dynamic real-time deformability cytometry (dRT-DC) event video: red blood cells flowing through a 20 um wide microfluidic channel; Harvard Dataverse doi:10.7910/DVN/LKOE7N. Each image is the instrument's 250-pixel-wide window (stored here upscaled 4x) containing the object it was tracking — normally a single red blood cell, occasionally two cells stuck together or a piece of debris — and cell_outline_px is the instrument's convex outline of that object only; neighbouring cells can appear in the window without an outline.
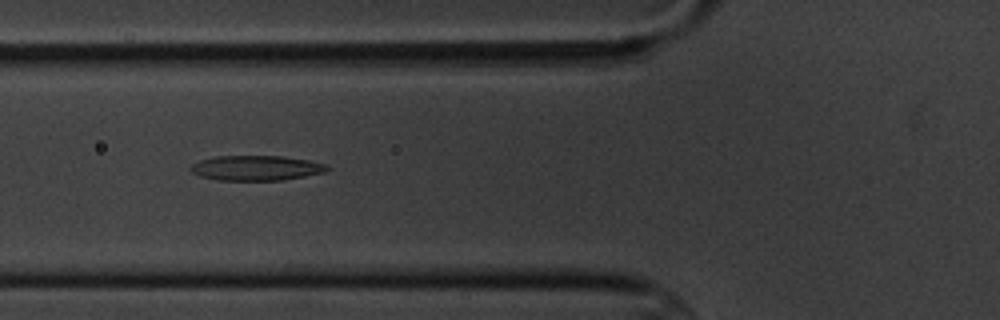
{"species": "common noctule bat (a hibernating species)", "species_latin": "Nyctalus noctula", "temperature_condition": "cold", "stored_images_in_passage": 11, "camera_frame_rate_fps": 3000, "um_per_image_px": 0.085, "animal": {"sex": "male", "body_mass_g": 20.1, "forearm_length_mm": 53.5}, "frame": {"image": 1, "passage_image": 2, "time_ms": 1.0, "image_size_px": [1000, 320], "cell_outline_px": [[328, 168], [324, 172], [304, 176], [280, 180], [216, 180], [200, 176], [192, 172], [188, 168], [192, 164], [200, 160], [216, 156], [284, 156], [308, 160], [328, 164]], "centroid_in_image_um": [21.75, 14.27], "position_along_channel_um": 104.1, "area_um2": 19.83}}
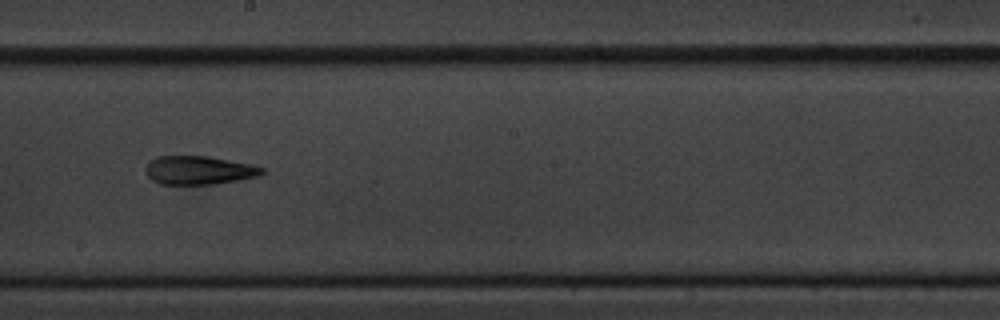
{"frame": {"image": 2, "passage_image": 5, "time_ms": 4.667, "image_size_px": [1000, 320], "cell_outline_px": [[264, 172], [256, 176], [240, 180], [216, 184], [160, 184], [152, 180], [144, 172], [144, 168], [148, 160], [156, 156], [208, 156], [252, 164], [264, 168]], "centroid_in_image_um": [16.86, 14.46], "position_along_channel_um": 231.3, "area_um2": 19.59}}
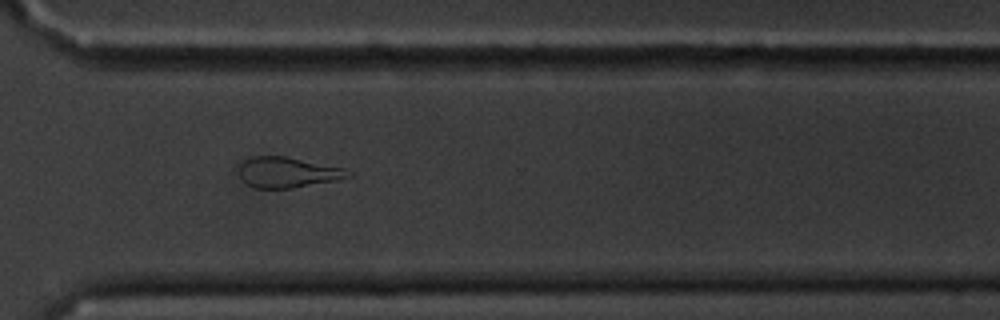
{"frame": {"image": 3, "passage_image": 8, "time_ms": 8.0, "image_size_px": [1000, 320], "cell_outline_px": [[352, 176], [336, 180], [292, 188], [256, 188], [240, 180], [240, 164], [244, 160], [252, 156], [284, 156], [344, 168], [352, 172]], "centroid_in_image_um": [24.43, 14.65], "position_along_channel_um": 346.2, "area_um2": 19.31}, "authors_computed_cell_mechanics": {"area_um2": 19.5942, "velocity_mm_per_s": 3.4529, "shape_relaxation_time_tau1_ms": 7.9977, "shape_relaxation_time_tau2_ms": 5.8235, "deformation_change_tau1": 0.182, "deformation_change_tau2": 0.1828}}